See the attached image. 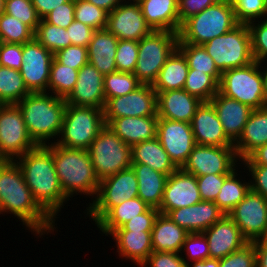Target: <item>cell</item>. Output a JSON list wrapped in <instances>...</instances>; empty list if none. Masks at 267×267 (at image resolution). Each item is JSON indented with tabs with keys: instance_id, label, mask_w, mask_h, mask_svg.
<instances>
[{
	"instance_id": "obj_1",
	"label": "cell",
	"mask_w": 267,
	"mask_h": 267,
	"mask_svg": "<svg viewBox=\"0 0 267 267\" xmlns=\"http://www.w3.org/2000/svg\"><path fill=\"white\" fill-rule=\"evenodd\" d=\"M4 212L16 216L39 236L56 229L55 221L34 200L15 160H0V214Z\"/></svg>"
},
{
	"instance_id": "obj_2",
	"label": "cell",
	"mask_w": 267,
	"mask_h": 267,
	"mask_svg": "<svg viewBox=\"0 0 267 267\" xmlns=\"http://www.w3.org/2000/svg\"><path fill=\"white\" fill-rule=\"evenodd\" d=\"M15 161L20 166L34 200L56 221V215L69 199L60 186L53 162V151L47 145H38Z\"/></svg>"
},
{
	"instance_id": "obj_3",
	"label": "cell",
	"mask_w": 267,
	"mask_h": 267,
	"mask_svg": "<svg viewBox=\"0 0 267 267\" xmlns=\"http://www.w3.org/2000/svg\"><path fill=\"white\" fill-rule=\"evenodd\" d=\"M28 133L37 145H47L58 138L63 123L66 101L48 92H30L17 103Z\"/></svg>"
},
{
	"instance_id": "obj_4",
	"label": "cell",
	"mask_w": 267,
	"mask_h": 267,
	"mask_svg": "<svg viewBox=\"0 0 267 267\" xmlns=\"http://www.w3.org/2000/svg\"><path fill=\"white\" fill-rule=\"evenodd\" d=\"M47 146L53 151L55 171L68 199L79 193L92 197L97 195L100 181L86 149L65 148L55 143Z\"/></svg>"
},
{
	"instance_id": "obj_5",
	"label": "cell",
	"mask_w": 267,
	"mask_h": 267,
	"mask_svg": "<svg viewBox=\"0 0 267 267\" xmlns=\"http://www.w3.org/2000/svg\"><path fill=\"white\" fill-rule=\"evenodd\" d=\"M238 24L234 5L230 0H220L181 25L178 43L204 45L211 39L229 32Z\"/></svg>"
},
{
	"instance_id": "obj_6",
	"label": "cell",
	"mask_w": 267,
	"mask_h": 267,
	"mask_svg": "<svg viewBox=\"0 0 267 267\" xmlns=\"http://www.w3.org/2000/svg\"><path fill=\"white\" fill-rule=\"evenodd\" d=\"M105 126L103 109L67 104L59 139L51 143L87 150Z\"/></svg>"
},
{
	"instance_id": "obj_7",
	"label": "cell",
	"mask_w": 267,
	"mask_h": 267,
	"mask_svg": "<svg viewBox=\"0 0 267 267\" xmlns=\"http://www.w3.org/2000/svg\"><path fill=\"white\" fill-rule=\"evenodd\" d=\"M203 46L221 72L245 67L255 61L247 24L239 23L229 32L211 39Z\"/></svg>"
},
{
	"instance_id": "obj_8",
	"label": "cell",
	"mask_w": 267,
	"mask_h": 267,
	"mask_svg": "<svg viewBox=\"0 0 267 267\" xmlns=\"http://www.w3.org/2000/svg\"><path fill=\"white\" fill-rule=\"evenodd\" d=\"M178 33L152 31L138 41V59L133 74L142 84L153 85L166 60L178 48Z\"/></svg>"
},
{
	"instance_id": "obj_9",
	"label": "cell",
	"mask_w": 267,
	"mask_h": 267,
	"mask_svg": "<svg viewBox=\"0 0 267 267\" xmlns=\"http://www.w3.org/2000/svg\"><path fill=\"white\" fill-rule=\"evenodd\" d=\"M99 181L131 167V146L107 125L87 149Z\"/></svg>"
},
{
	"instance_id": "obj_10",
	"label": "cell",
	"mask_w": 267,
	"mask_h": 267,
	"mask_svg": "<svg viewBox=\"0 0 267 267\" xmlns=\"http://www.w3.org/2000/svg\"><path fill=\"white\" fill-rule=\"evenodd\" d=\"M261 65L263 66L262 63L254 61L248 66L222 72L219 92L250 106L252 109L266 107Z\"/></svg>"
},
{
	"instance_id": "obj_11",
	"label": "cell",
	"mask_w": 267,
	"mask_h": 267,
	"mask_svg": "<svg viewBox=\"0 0 267 267\" xmlns=\"http://www.w3.org/2000/svg\"><path fill=\"white\" fill-rule=\"evenodd\" d=\"M138 197V181L132 167L100 181L95 199L87 207V215L97 224L114 206Z\"/></svg>"
},
{
	"instance_id": "obj_12",
	"label": "cell",
	"mask_w": 267,
	"mask_h": 267,
	"mask_svg": "<svg viewBox=\"0 0 267 267\" xmlns=\"http://www.w3.org/2000/svg\"><path fill=\"white\" fill-rule=\"evenodd\" d=\"M37 146L18 105H0V160H15Z\"/></svg>"
},
{
	"instance_id": "obj_13",
	"label": "cell",
	"mask_w": 267,
	"mask_h": 267,
	"mask_svg": "<svg viewBox=\"0 0 267 267\" xmlns=\"http://www.w3.org/2000/svg\"><path fill=\"white\" fill-rule=\"evenodd\" d=\"M238 160L234 146L196 144L181 169L196 177L207 174H231L237 167L235 163Z\"/></svg>"
},
{
	"instance_id": "obj_14",
	"label": "cell",
	"mask_w": 267,
	"mask_h": 267,
	"mask_svg": "<svg viewBox=\"0 0 267 267\" xmlns=\"http://www.w3.org/2000/svg\"><path fill=\"white\" fill-rule=\"evenodd\" d=\"M105 125L121 117L157 116V93L152 85L142 84L124 96L109 98L103 109Z\"/></svg>"
},
{
	"instance_id": "obj_15",
	"label": "cell",
	"mask_w": 267,
	"mask_h": 267,
	"mask_svg": "<svg viewBox=\"0 0 267 267\" xmlns=\"http://www.w3.org/2000/svg\"><path fill=\"white\" fill-rule=\"evenodd\" d=\"M242 235L253 242L259 240L267 229V199L250 189L228 214Z\"/></svg>"
},
{
	"instance_id": "obj_16",
	"label": "cell",
	"mask_w": 267,
	"mask_h": 267,
	"mask_svg": "<svg viewBox=\"0 0 267 267\" xmlns=\"http://www.w3.org/2000/svg\"><path fill=\"white\" fill-rule=\"evenodd\" d=\"M54 54L35 38L23 44L20 74L30 92H47Z\"/></svg>"
},
{
	"instance_id": "obj_17",
	"label": "cell",
	"mask_w": 267,
	"mask_h": 267,
	"mask_svg": "<svg viewBox=\"0 0 267 267\" xmlns=\"http://www.w3.org/2000/svg\"><path fill=\"white\" fill-rule=\"evenodd\" d=\"M156 137L177 168L184 165L196 145L191 124L183 121L158 117Z\"/></svg>"
},
{
	"instance_id": "obj_18",
	"label": "cell",
	"mask_w": 267,
	"mask_h": 267,
	"mask_svg": "<svg viewBox=\"0 0 267 267\" xmlns=\"http://www.w3.org/2000/svg\"><path fill=\"white\" fill-rule=\"evenodd\" d=\"M106 29L119 40L131 41H140L153 31L147 24L139 3L129 0L108 13Z\"/></svg>"
},
{
	"instance_id": "obj_19",
	"label": "cell",
	"mask_w": 267,
	"mask_h": 267,
	"mask_svg": "<svg viewBox=\"0 0 267 267\" xmlns=\"http://www.w3.org/2000/svg\"><path fill=\"white\" fill-rule=\"evenodd\" d=\"M202 201L196 176L178 168L168 176L163 199L158 210L166 214L169 210L194 205Z\"/></svg>"
},
{
	"instance_id": "obj_20",
	"label": "cell",
	"mask_w": 267,
	"mask_h": 267,
	"mask_svg": "<svg viewBox=\"0 0 267 267\" xmlns=\"http://www.w3.org/2000/svg\"><path fill=\"white\" fill-rule=\"evenodd\" d=\"M104 76L90 63L79 69L77 82L73 91L65 99L74 106L104 109L106 99L103 86Z\"/></svg>"
},
{
	"instance_id": "obj_21",
	"label": "cell",
	"mask_w": 267,
	"mask_h": 267,
	"mask_svg": "<svg viewBox=\"0 0 267 267\" xmlns=\"http://www.w3.org/2000/svg\"><path fill=\"white\" fill-rule=\"evenodd\" d=\"M166 215L188 233H203L225 213L213 201H200L191 206L169 210Z\"/></svg>"
},
{
	"instance_id": "obj_22",
	"label": "cell",
	"mask_w": 267,
	"mask_h": 267,
	"mask_svg": "<svg viewBox=\"0 0 267 267\" xmlns=\"http://www.w3.org/2000/svg\"><path fill=\"white\" fill-rule=\"evenodd\" d=\"M203 234L208 241L210 258L214 259L224 258L248 243L239 227L226 214Z\"/></svg>"
},
{
	"instance_id": "obj_23",
	"label": "cell",
	"mask_w": 267,
	"mask_h": 267,
	"mask_svg": "<svg viewBox=\"0 0 267 267\" xmlns=\"http://www.w3.org/2000/svg\"><path fill=\"white\" fill-rule=\"evenodd\" d=\"M190 124L196 144L222 147L234 146V143L226 136L211 102L201 103Z\"/></svg>"
},
{
	"instance_id": "obj_24",
	"label": "cell",
	"mask_w": 267,
	"mask_h": 267,
	"mask_svg": "<svg viewBox=\"0 0 267 267\" xmlns=\"http://www.w3.org/2000/svg\"><path fill=\"white\" fill-rule=\"evenodd\" d=\"M210 102L218 114L226 136L235 143L241 136L253 109L235 99L222 95L219 91Z\"/></svg>"
},
{
	"instance_id": "obj_25",
	"label": "cell",
	"mask_w": 267,
	"mask_h": 267,
	"mask_svg": "<svg viewBox=\"0 0 267 267\" xmlns=\"http://www.w3.org/2000/svg\"><path fill=\"white\" fill-rule=\"evenodd\" d=\"M202 102L184 89L158 92L157 116L190 123Z\"/></svg>"
},
{
	"instance_id": "obj_26",
	"label": "cell",
	"mask_w": 267,
	"mask_h": 267,
	"mask_svg": "<svg viewBox=\"0 0 267 267\" xmlns=\"http://www.w3.org/2000/svg\"><path fill=\"white\" fill-rule=\"evenodd\" d=\"M158 116L121 117L111 120L107 126L127 145L152 140L156 137Z\"/></svg>"
},
{
	"instance_id": "obj_27",
	"label": "cell",
	"mask_w": 267,
	"mask_h": 267,
	"mask_svg": "<svg viewBox=\"0 0 267 267\" xmlns=\"http://www.w3.org/2000/svg\"><path fill=\"white\" fill-rule=\"evenodd\" d=\"M118 41L107 29L95 30L87 47L88 63L95 66L103 76L117 71L115 58Z\"/></svg>"
},
{
	"instance_id": "obj_28",
	"label": "cell",
	"mask_w": 267,
	"mask_h": 267,
	"mask_svg": "<svg viewBox=\"0 0 267 267\" xmlns=\"http://www.w3.org/2000/svg\"><path fill=\"white\" fill-rule=\"evenodd\" d=\"M138 3L152 30L179 33L178 0H139Z\"/></svg>"
},
{
	"instance_id": "obj_29",
	"label": "cell",
	"mask_w": 267,
	"mask_h": 267,
	"mask_svg": "<svg viewBox=\"0 0 267 267\" xmlns=\"http://www.w3.org/2000/svg\"><path fill=\"white\" fill-rule=\"evenodd\" d=\"M267 143V106L253 109L241 136L234 143L238 159L243 160L253 150Z\"/></svg>"
},
{
	"instance_id": "obj_30",
	"label": "cell",
	"mask_w": 267,
	"mask_h": 267,
	"mask_svg": "<svg viewBox=\"0 0 267 267\" xmlns=\"http://www.w3.org/2000/svg\"><path fill=\"white\" fill-rule=\"evenodd\" d=\"M119 257L130 259L139 267L153 252L151 231H113Z\"/></svg>"
},
{
	"instance_id": "obj_31",
	"label": "cell",
	"mask_w": 267,
	"mask_h": 267,
	"mask_svg": "<svg viewBox=\"0 0 267 267\" xmlns=\"http://www.w3.org/2000/svg\"><path fill=\"white\" fill-rule=\"evenodd\" d=\"M188 234L166 214L159 213L151 231L153 251L182 254L181 249Z\"/></svg>"
},
{
	"instance_id": "obj_32",
	"label": "cell",
	"mask_w": 267,
	"mask_h": 267,
	"mask_svg": "<svg viewBox=\"0 0 267 267\" xmlns=\"http://www.w3.org/2000/svg\"><path fill=\"white\" fill-rule=\"evenodd\" d=\"M138 181V197L150 207L159 208L168 176L148 165L132 163Z\"/></svg>"
},
{
	"instance_id": "obj_33",
	"label": "cell",
	"mask_w": 267,
	"mask_h": 267,
	"mask_svg": "<svg viewBox=\"0 0 267 267\" xmlns=\"http://www.w3.org/2000/svg\"><path fill=\"white\" fill-rule=\"evenodd\" d=\"M131 162L148 165L167 176L178 169L157 137L131 146Z\"/></svg>"
},
{
	"instance_id": "obj_34",
	"label": "cell",
	"mask_w": 267,
	"mask_h": 267,
	"mask_svg": "<svg viewBox=\"0 0 267 267\" xmlns=\"http://www.w3.org/2000/svg\"><path fill=\"white\" fill-rule=\"evenodd\" d=\"M189 66L184 54L177 48L161 68L153 89L158 92L183 89Z\"/></svg>"
},
{
	"instance_id": "obj_35",
	"label": "cell",
	"mask_w": 267,
	"mask_h": 267,
	"mask_svg": "<svg viewBox=\"0 0 267 267\" xmlns=\"http://www.w3.org/2000/svg\"><path fill=\"white\" fill-rule=\"evenodd\" d=\"M149 208L150 206L139 197L125 200L121 204L114 206L96 225L105 236H108L114 230L121 228L130 219H134Z\"/></svg>"
},
{
	"instance_id": "obj_36",
	"label": "cell",
	"mask_w": 267,
	"mask_h": 267,
	"mask_svg": "<svg viewBox=\"0 0 267 267\" xmlns=\"http://www.w3.org/2000/svg\"><path fill=\"white\" fill-rule=\"evenodd\" d=\"M29 93L19 70L0 66V105L17 104Z\"/></svg>"
},
{
	"instance_id": "obj_37",
	"label": "cell",
	"mask_w": 267,
	"mask_h": 267,
	"mask_svg": "<svg viewBox=\"0 0 267 267\" xmlns=\"http://www.w3.org/2000/svg\"><path fill=\"white\" fill-rule=\"evenodd\" d=\"M79 70L61 64L55 57L50 68L48 92L56 97L66 99L73 91Z\"/></svg>"
},
{
	"instance_id": "obj_38",
	"label": "cell",
	"mask_w": 267,
	"mask_h": 267,
	"mask_svg": "<svg viewBox=\"0 0 267 267\" xmlns=\"http://www.w3.org/2000/svg\"><path fill=\"white\" fill-rule=\"evenodd\" d=\"M236 169L224 180L219 194L214 201L218 207L227 215L250 190V182L237 179Z\"/></svg>"
},
{
	"instance_id": "obj_39",
	"label": "cell",
	"mask_w": 267,
	"mask_h": 267,
	"mask_svg": "<svg viewBox=\"0 0 267 267\" xmlns=\"http://www.w3.org/2000/svg\"><path fill=\"white\" fill-rule=\"evenodd\" d=\"M178 49L187 59L189 69H196L211 75L218 83L222 72L217 68L214 60L208 54L203 45L178 43Z\"/></svg>"
},
{
	"instance_id": "obj_40",
	"label": "cell",
	"mask_w": 267,
	"mask_h": 267,
	"mask_svg": "<svg viewBox=\"0 0 267 267\" xmlns=\"http://www.w3.org/2000/svg\"><path fill=\"white\" fill-rule=\"evenodd\" d=\"M34 38L53 54L72 45L68 31L41 19L34 32Z\"/></svg>"
},
{
	"instance_id": "obj_41",
	"label": "cell",
	"mask_w": 267,
	"mask_h": 267,
	"mask_svg": "<svg viewBox=\"0 0 267 267\" xmlns=\"http://www.w3.org/2000/svg\"><path fill=\"white\" fill-rule=\"evenodd\" d=\"M183 89L203 102H210L219 91V83L205 72L189 69Z\"/></svg>"
},
{
	"instance_id": "obj_42",
	"label": "cell",
	"mask_w": 267,
	"mask_h": 267,
	"mask_svg": "<svg viewBox=\"0 0 267 267\" xmlns=\"http://www.w3.org/2000/svg\"><path fill=\"white\" fill-rule=\"evenodd\" d=\"M142 83L131 72L115 71L104 75L103 86L106 101L109 98L127 95L139 88Z\"/></svg>"
},
{
	"instance_id": "obj_43",
	"label": "cell",
	"mask_w": 267,
	"mask_h": 267,
	"mask_svg": "<svg viewBox=\"0 0 267 267\" xmlns=\"http://www.w3.org/2000/svg\"><path fill=\"white\" fill-rule=\"evenodd\" d=\"M34 38V31L16 17L0 15V42L24 44Z\"/></svg>"
},
{
	"instance_id": "obj_44",
	"label": "cell",
	"mask_w": 267,
	"mask_h": 267,
	"mask_svg": "<svg viewBox=\"0 0 267 267\" xmlns=\"http://www.w3.org/2000/svg\"><path fill=\"white\" fill-rule=\"evenodd\" d=\"M75 20L93 28L94 30L106 29L108 12L86 0H74Z\"/></svg>"
},
{
	"instance_id": "obj_45",
	"label": "cell",
	"mask_w": 267,
	"mask_h": 267,
	"mask_svg": "<svg viewBox=\"0 0 267 267\" xmlns=\"http://www.w3.org/2000/svg\"><path fill=\"white\" fill-rule=\"evenodd\" d=\"M238 23L248 24L259 18L267 19V0H230Z\"/></svg>"
},
{
	"instance_id": "obj_46",
	"label": "cell",
	"mask_w": 267,
	"mask_h": 267,
	"mask_svg": "<svg viewBox=\"0 0 267 267\" xmlns=\"http://www.w3.org/2000/svg\"><path fill=\"white\" fill-rule=\"evenodd\" d=\"M4 13L16 17L24 24L28 25L34 32L41 20L32 4V1L28 0L5 1Z\"/></svg>"
},
{
	"instance_id": "obj_47",
	"label": "cell",
	"mask_w": 267,
	"mask_h": 267,
	"mask_svg": "<svg viewBox=\"0 0 267 267\" xmlns=\"http://www.w3.org/2000/svg\"><path fill=\"white\" fill-rule=\"evenodd\" d=\"M138 59V41L119 40L115 64L117 71L133 73Z\"/></svg>"
},
{
	"instance_id": "obj_48",
	"label": "cell",
	"mask_w": 267,
	"mask_h": 267,
	"mask_svg": "<svg viewBox=\"0 0 267 267\" xmlns=\"http://www.w3.org/2000/svg\"><path fill=\"white\" fill-rule=\"evenodd\" d=\"M247 25L251 35L254 60L259 63H265V59L267 58V19H264L261 22L259 20L252 21Z\"/></svg>"
},
{
	"instance_id": "obj_49",
	"label": "cell",
	"mask_w": 267,
	"mask_h": 267,
	"mask_svg": "<svg viewBox=\"0 0 267 267\" xmlns=\"http://www.w3.org/2000/svg\"><path fill=\"white\" fill-rule=\"evenodd\" d=\"M219 267H256L255 241L219 259Z\"/></svg>"
},
{
	"instance_id": "obj_50",
	"label": "cell",
	"mask_w": 267,
	"mask_h": 267,
	"mask_svg": "<svg viewBox=\"0 0 267 267\" xmlns=\"http://www.w3.org/2000/svg\"><path fill=\"white\" fill-rule=\"evenodd\" d=\"M186 251L190 262L210 258L208 241L203 233H189L183 243L181 251Z\"/></svg>"
},
{
	"instance_id": "obj_51",
	"label": "cell",
	"mask_w": 267,
	"mask_h": 267,
	"mask_svg": "<svg viewBox=\"0 0 267 267\" xmlns=\"http://www.w3.org/2000/svg\"><path fill=\"white\" fill-rule=\"evenodd\" d=\"M230 174H207L197 176L196 181L202 201H215L224 180Z\"/></svg>"
},
{
	"instance_id": "obj_52",
	"label": "cell",
	"mask_w": 267,
	"mask_h": 267,
	"mask_svg": "<svg viewBox=\"0 0 267 267\" xmlns=\"http://www.w3.org/2000/svg\"><path fill=\"white\" fill-rule=\"evenodd\" d=\"M54 57L63 65L79 70L88 63L87 47L79 45H70L59 50Z\"/></svg>"
},
{
	"instance_id": "obj_53",
	"label": "cell",
	"mask_w": 267,
	"mask_h": 267,
	"mask_svg": "<svg viewBox=\"0 0 267 267\" xmlns=\"http://www.w3.org/2000/svg\"><path fill=\"white\" fill-rule=\"evenodd\" d=\"M185 259L179 253L153 251L141 267H188L189 261Z\"/></svg>"
},
{
	"instance_id": "obj_54",
	"label": "cell",
	"mask_w": 267,
	"mask_h": 267,
	"mask_svg": "<svg viewBox=\"0 0 267 267\" xmlns=\"http://www.w3.org/2000/svg\"><path fill=\"white\" fill-rule=\"evenodd\" d=\"M23 44L0 42V66L20 70Z\"/></svg>"
},
{
	"instance_id": "obj_55",
	"label": "cell",
	"mask_w": 267,
	"mask_h": 267,
	"mask_svg": "<svg viewBox=\"0 0 267 267\" xmlns=\"http://www.w3.org/2000/svg\"><path fill=\"white\" fill-rule=\"evenodd\" d=\"M159 213L160 211L157 208L150 207L146 212L130 219L121 228L114 231H152Z\"/></svg>"
},
{
	"instance_id": "obj_56",
	"label": "cell",
	"mask_w": 267,
	"mask_h": 267,
	"mask_svg": "<svg viewBox=\"0 0 267 267\" xmlns=\"http://www.w3.org/2000/svg\"><path fill=\"white\" fill-rule=\"evenodd\" d=\"M218 1L220 0H178L179 31L187 19L215 5Z\"/></svg>"
},
{
	"instance_id": "obj_57",
	"label": "cell",
	"mask_w": 267,
	"mask_h": 267,
	"mask_svg": "<svg viewBox=\"0 0 267 267\" xmlns=\"http://www.w3.org/2000/svg\"><path fill=\"white\" fill-rule=\"evenodd\" d=\"M74 10V0H68L52 10L44 19L48 23L66 29L75 20Z\"/></svg>"
},
{
	"instance_id": "obj_58",
	"label": "cell",
	"mask_w": 267,
	"mask_h": 267,
	"mask_svg": "<svg viewBox=\"0 0 267 267\" xmlns=\"http://www.w3.org/2000/svg\"><path fill=\"white\" fill-rule=\"evenodd\" d=\"M66 30L68 31L72 45L84 47H88L95 31L93 28L77 20H74Z\"/></svg>"
},
{
	"instance_id": "obj_59",
	"label": "cell",
	"mask_w": 267,
	"mask_h": 267,
	"mask_svg": "<svg viewBox=\"0 0 267 267\" xmlns=\"http://www.w3.org/2000/svg\"><path fill=\"white\" fill-rule=\"evenodd\" d=\"M251 173L250 189L260 193L267 199V166L264 165H245Z\"/></svg>"
},
{
	"instance_id": "obj_60",
	"label": "cell",
	"mask_w": 267,
	"mask_h": 267,
	"mask_svg": "<svg viewBox=\"0 0 267 267\" xmlns=\"http://www.w3.org/2000/svg\"><path fill=\"white\" fill-rule=\"evenodd\" d=\"M68 0H32V4L40 19H44L52 10Z\"/></svg>"
},
{
	"instance_id": "obj_61",
	"label": "cell",
	"mask_w": 267,
	"mask_h": 267,
	"mask_svg": "<svg viewBox=\"0 0 267 267\" xmlns=\"http://www.w3.org/2000/svg\"><path fill=\"white\" fill-rule=\"evenodd\" d=\"M242 162L244 165L267 166V143L253 150Z\"/></svg>"
},
{
	"instance_id": "obj_62",
	"label": "cell",
	"mask_w": 267,
	"mask_h": 267,
	"mask_svg": "<svg viewBox=\"0 0 267 267\" xmlns=\"http://www.w3.org/2000/svg\"><path fill=\"white\" fill-rule=\"evenodd\" d=\"M256 267H267V248L259 241H255Z\"/></svg>"
},
{
	"instance_id": "obj_63",
	"label": "cell",
	"mask_w": 267,
	"mask_h": 267,
	"mask_svg": "<svg viewBox=\"0 0 267 267\" xmlns=\"http://www.w3.org/2000/svg\"><path fill=\"white\" fill-rule=\"evenodd\" d=\"M86 1L110 13L115 7L120 5L125 0H86Z\"/></svg>"
},
{
	"instance_id": "obj_64",
	"label": "cell",
	"mask_w": 267,
	"mask_h": 267,
	"mask_svg": "<svg viewBox=\"0 0 267 267\" xmlns=\"http://www.w3.org/2000/svg\"><path fill=\"white\" fill-rule=\"evenodd\" d=\"M188 267H219V259L209 258L200 261L191 262Z\"/></svg>"
},
{
	"instance_id": "obj_65",
	"label": "cell",
	"mask_w": 267,
	"mask_h": 267,
	"mask_svg": "<svg viewBox=\"0 0 267 267\" xmlns=\"http://www.w3.org/2000/svg\"><path fill=\"white\" fill-rule=\"evenodd\" d=\"M263 68V69H262ZM265 66L262 67L261 66V75H262V84H263V92H264V95H265V102H266V105H267V65H266V68Z\"/></svg>"
},
{
	"instance_id": "obj_66",
	"label": "cell",
	"mask_w": 267,
	"mask_h": 267,
	"mask_svg": "<svg viewBox=\"0 0 267 267\" xmlns=\"http://www.w3.org/2000/svg\"><path fill=\"white\" fill-rule=\"evenodd\" d=\"M259 241L267 248V229L264 235L259 239Z\"/></svg>"
},
{
	"instance_id": "obj_67",
	"label": "cell",
	"mask_w": 267,
	"mask_h": 267,
	"mask_svg": "<svg viewBox=\"0 0 267 267\" xmlns=\"http://www.w3.org/2000/svg\"><path fill=\"white\" fill-rule=\"evenodd\" d=\"M4 5L5 2L3 0H0V15L4 12Z\"/></svg>"
}]
</instances>
